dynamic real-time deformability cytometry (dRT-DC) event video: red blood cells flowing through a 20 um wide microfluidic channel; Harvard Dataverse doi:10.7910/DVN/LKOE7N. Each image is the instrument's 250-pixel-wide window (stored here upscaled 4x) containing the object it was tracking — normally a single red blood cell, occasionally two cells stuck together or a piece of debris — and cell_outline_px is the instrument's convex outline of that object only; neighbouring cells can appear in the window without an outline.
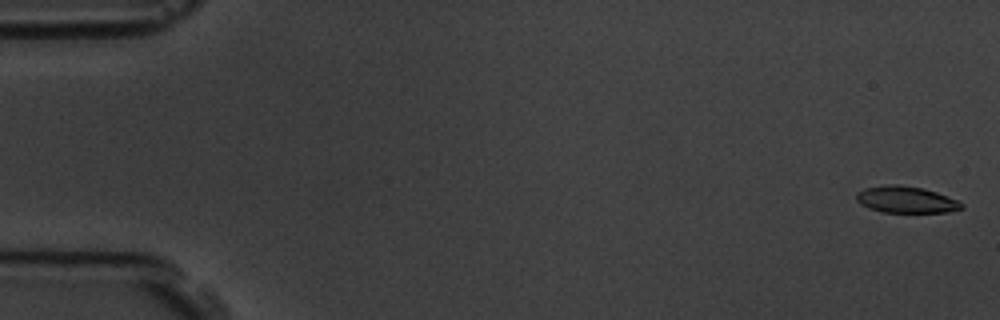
{"species": "common noctule bat (a hibernating species)", "species_latin": "Nyctalus noctula", "temperature_condition": "room temperature", "stored_images_in_passage": 9, "camera_frame_rate_fps": 3000, "um_per_image_px": 0.085, "animal": {"sex": "male", "body_mass_g": 19.5, "forearm_length_mm": 54.6}, "frame": {"image": 1, "passage_image": 1, "time_ms": 0.0, "image_size_px": [1000, 320], "cell_outline_px": [[964, 208], [948, 212], [884, 212], [868, 208], [860, 204], [856, 200], [856, 192], [864, 188], [888, 184], [896, 184], [924, 188], [948, 196], [964, 204]], "centroid_in_image_um": [77.0, 16.96], "position_along_channel_um": 8.0, "area_um2": 16.42}}
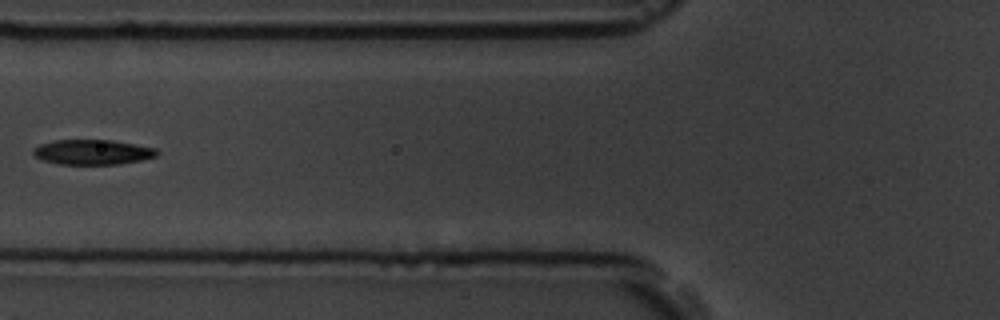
{"frame": {"image": 2, "passage_image": 6, "time_ms": 7.0, "image_size_px": [1000, 320], "cell_outline_px": [[160, 152], [156, 156], [140, 160], [120, 164], [60, 164], [40, 160], [32, 152], [32, 148], [40, 144], [56, 140], [112, 140], [136, 144], [156, 148]], "centroid_in_image_um": [7.86, 12.93], "position_along_channel_um": 117.9, "area_um2": 18.09}}
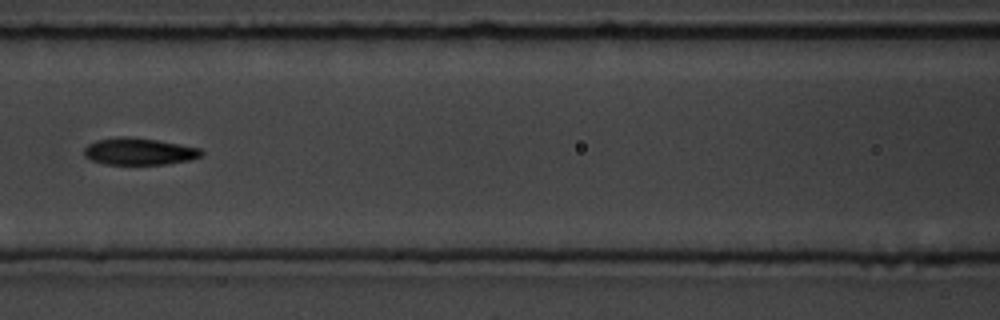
{"frame": {"image": 3, "passage_image": 7, "time_ms": 8.0, "image_size_px": [1000, 320], "cell_outline_px": [[204, 152], [200, 156], [192, 160], [164, 164], [104, 164], [92, 160], [84, 156], [84, 148], [88, 144], [96, 140], [116, 136], [128, 136], [156, 140], [180, 144], [200, 148]], "centroid_in_image_um": [11.81, 12.86], "position_along_channel_um": 154.8, "area_um2": 18.5}}